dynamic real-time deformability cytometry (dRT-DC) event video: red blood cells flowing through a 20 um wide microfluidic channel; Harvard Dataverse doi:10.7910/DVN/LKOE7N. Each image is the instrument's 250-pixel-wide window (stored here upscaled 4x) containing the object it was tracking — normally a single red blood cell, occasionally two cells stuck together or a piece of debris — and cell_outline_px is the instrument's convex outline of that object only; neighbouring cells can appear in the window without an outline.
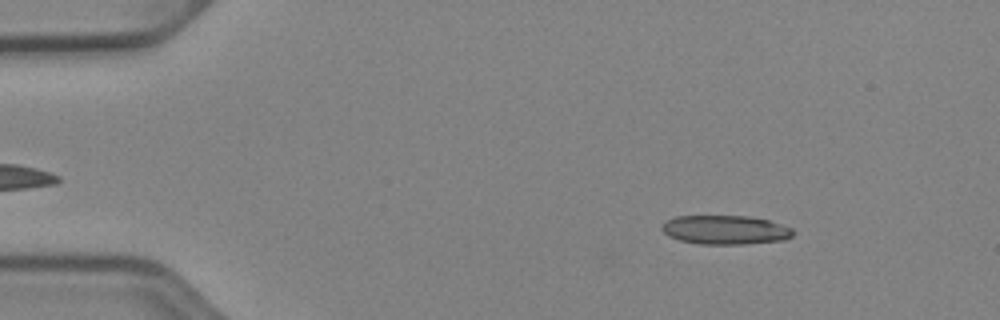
{"species": "Egyptian fruit bat (a non-hibernating species)", "species_latin": "Rousettus aegyptiacus", "temperature_condition": "cold", "stored_images_in_passage": 51, "camera_frame_rate_fps": 3000, "um_per_image_px": 0.085, "animal": {"sex": "female"}, "frame": {"image": 1, "passage_image": 7, "time_ms": 2.0, "image_size_px": [1000, 320], "cell_outline_px": [[796, 232], [792, 236], [784, 240], [744, 244], [700, 244], [680, 240], [668, 236], [660, 228], [664, 220], [676, 216], [748, 216], [768, 220], [792, 228]], "centroid_in_image_um": [61.63, 19.53], "position_along_channel_um": 23.4, "area_um2": 22.31}}
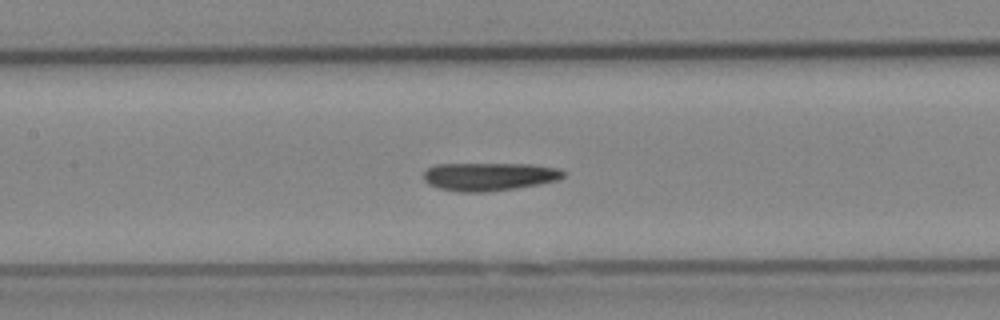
{"frame": {"image": 2, "passage_image": 24, "time_ms": 7.667, "image_size_px": [1000, 320], "cell_outline_px": [[568, 172], [564, 176], [556, 180], [540, 184], [516, 188], [484, 192], [460, 192], [440, 188], [428, 184], [424, 180], [424, 172], [428, 168], [436, 164], [532, 164], [560, 168]], "centroid_in_image_um": [41.62, 15.0], "position_along_channel_um": 165.8, "area_um2": 23.0}}
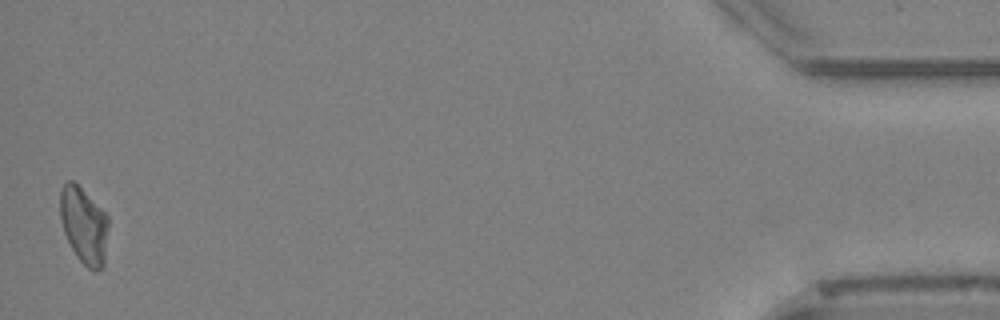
{"frame": {"image": 3, "passage_image": 51, "time_ms": 16.667, "image_size_px": [1000, 320], "cell_outline_px": [[108, 224], [104, 264], [96, 272], [88, 268], [80, 260], [72, 248], [64, 232], [60, 216], [60, 192], [64, 184], [68, 180], [72, 180], [108, 216]], "centroid_in_image_um": [7.13, 19.17], "position_along_channel_um": 428.1, "area_um2": 21.04}, "authors_computed_cell_mechanics": {"area_um2": 22.3108, "velocity_mm_per_s": 3.9031, "shape_relaxation_time_tau1_ms": null, "shape_relaxation_time_tau2_ms": 5.2478, "deformation_change_tau1": null, "deformation_change_tau2": 0.1389}}